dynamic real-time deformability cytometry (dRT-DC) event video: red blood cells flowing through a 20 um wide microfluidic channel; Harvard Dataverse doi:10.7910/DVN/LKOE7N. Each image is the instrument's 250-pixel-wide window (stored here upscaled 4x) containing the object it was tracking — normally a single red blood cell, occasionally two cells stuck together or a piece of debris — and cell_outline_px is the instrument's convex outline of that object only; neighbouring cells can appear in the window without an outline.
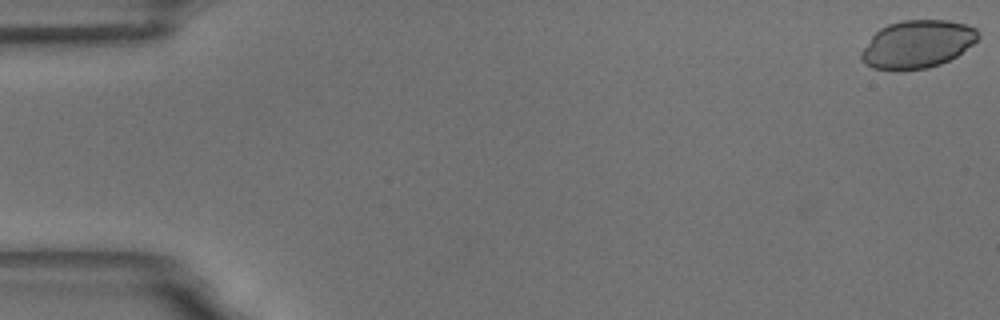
{"species": "common noctule bat (a hibernating species)", "species_latin": "Nyctalus noctula", "temperature_condition": "room temperature", "stored_images_in_passage": 59, "camera_frame_rate_fps": 3000, "um_per_image_px": 0.085, "animal": {"sex": "male", "body_mass_g": 18.8}, "frame": {"image": 1, "passage_image": 1, "time_ms": 0.0, "image_size_px": [1000, 320], "cell_outline_px": [[980, 36], [972, 44], [956, 56], [940, 64], [928, 68], [872, 68], [864, 64], [860, 60], [860, 52], [872, 36], [880, 28], [888, 24], [904, 20], [948, 20], [964, 24], [976, 28]], "centroid_in_image_um": [77.96, 3.73], "position_along_channel_um": 7.0, "area_um2": 32.08}}